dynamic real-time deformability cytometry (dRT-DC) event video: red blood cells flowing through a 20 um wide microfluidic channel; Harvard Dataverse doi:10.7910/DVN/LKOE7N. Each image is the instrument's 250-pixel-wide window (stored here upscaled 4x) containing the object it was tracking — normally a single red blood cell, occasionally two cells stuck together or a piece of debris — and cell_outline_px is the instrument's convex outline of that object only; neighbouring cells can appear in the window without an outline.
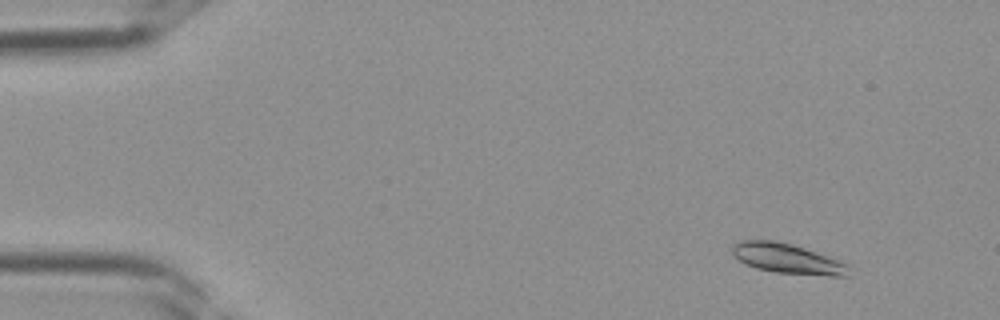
{"species": "Egyptian fruit bat (a non-hibernating species)", "species_latin": "Rousettus aegyptiacus", "temperature_condition": "room temperature", "stored_images_in_passage": 37, "camera_frame_rate_fps": 3000, "um_per_image_px": 0.085, "frame": {"image": 1, "passage_image": 4, "time_ms": 1.0, "image_size_px": [1000, 320], "cell_outline_px": [[852, 276], [828, 276], [776, 272], [756, 268], [732, 256], [732, 244], [736, 240], [776, 240], [792, 244], [828, 256], [848, 264]], "centroid_in_image_um": [66.93, 21.98], "position_along_channel_um": 18.1, "area_um2": 20.52}}
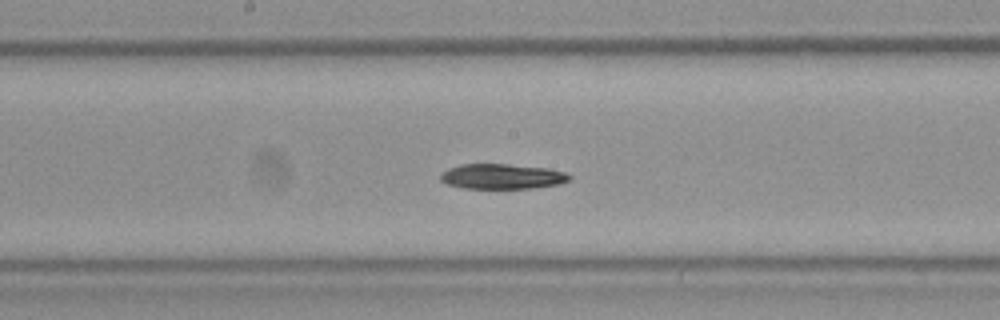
{"frame": {"image": 2, "passage_image": 20, "time_ms": 6.333, "image_size_px": [1000, 320], "cell_outline_px": [[572, 180], [560, 184], [532, 188], [464, 188], [448, 184], [440, 180], [440, 172], [448, 168], [460, 164], [508, 164], [548, 168], [568, 172], [572, 176]], "centroid_in_image_um": [42.72, 14.99], "position_along_channel_um": 205.5, "area_um2": 19.13}}
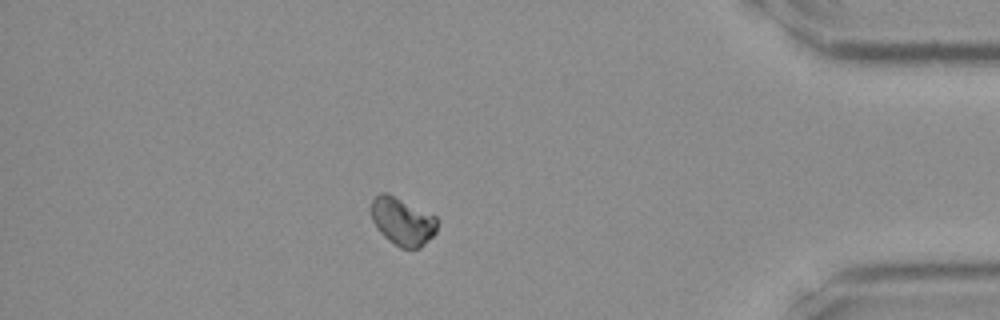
{"frame": {"image": 3, "passage_image": 33, "time_ms": 10.667, "image_size_px": [1000, 320], "cell_outline_px": [[440, 220], [436, 232], [420, 248], [400, 248], [388, 240], [380, 232], [372, 220], [368, 208], [372, 200], [380, 192], [388, 192], [436, 216]], "centroid_in_image_um": [34.2, 18.79], "position_along_channel_um": 401.0, "area_um2": 18.79}}